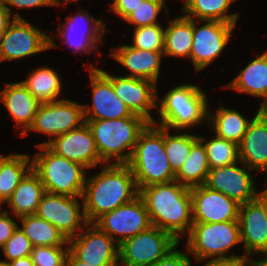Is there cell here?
Masks as SVG:
<instances>
[{
    "label": "cell",
    "instance_id": "f546056e",
    "mask_svg": "<svg viewBox=\"0 0 267 266\" xmlns=\"http://www.w3.org/2000/svg\"><path fill=\"white\" fill-rule=\"evenodd\" d=\"M235 1L237 0H183L182 12L184 16L200 22L202 20H216L236 24L239 14L227 13Z\"/></svg>",
    "mask_w": 267,
    "mask_h": 266
},
{
    "label": "cell",
    "instance_id": "1f68e13d",
    "mask_svg": "<svg viewBox=\"0 0 267 266\" xmlns=\"http://www.w3.org/2000/svg\"><path fill=\"white\" fill-rule=\"evenodd\" d=\"M209 170L206 149L203 143L198 140L192 146L189 156L175 175V180L189 188L204 185Z\"/></svg>",
    "mask_w": 267,
    "mask_h": 266
},
{
    "label": "cell",
    "instance_id": "681fc988",
    "mask_svg": "<svg viewBox=\"0 0 267 266\" xmlns=\"http://www.w3.org/2000/svg\"><path fill=\"white\" fill-rule=\"evenodd\" d=\"M263 258L254 260L253 265L254 266H267V253L262 255Z\"/></svg>",
    "mask_w": 267,
    "mask_h": 266
},
{
    "label": "cell",
    "instance_id": "5b68a950",
    "mask_svg": "<svg viewBox=\"0 0 267 266\" xmlns=\"http://www.w3.org/2000/svg\"><path fill=\"white\" fill-rule=\"evenodd\" d=\"M208 99L200 86L182 84L173 87L157 102L159 120L153 124L176 132L208 121ZM201 122V123H200Z\"/></svg>",
    "mask_w": 267,
    "mask_h": 266
},
{
    "label": "cell",
    "instance_id": "8d00e7d4",
    "mask_svg": "<svg viewBox=\"0 0 267 266\" xmlns=\"http://www.w3.org/2000/svg\"><path fill=\"white\" fill-rule=\"evenodd\" d=\"M165 1L166 0H145L133 10L124 21L135 25V28L159 24L157 16L162 10H166L165 13L169 17V9Z\"/></svg>",
    "mask_w": 267,
    "mask_h": 266
},
{
    "label": "cell",
    "instance_id": "e0dca14e",
    "mask_svg": "<svg viewBox=\"0 0 267 266\" xmlns=\"http://www.w3.org/2000/svg\"><path fill=\"white\" fill-rule=\"evenodd\" d=\"M46 145L52 152L70 161L77 162L87 169L104 165L88 124L53 138L50 142L38 143L36 146Z\"/></svg>",
    "mask_w": 267,
    "mask_h": 266
},
{
    "label": "cell",
    "instance_id": "c3c4849f",
    "mask_svg": "<svg viewBox=\"0 0 267 266\" xmlns=\"http://www.w3.org/2000/svg\"><path fill=\"white\" fill-rule=\"evenodd\" d=\"M65 266H89L86 263L78 260L70 251L67 255Z\"/></svg>",
    "mask_w": 267,
    "mask_h": 266
},
{
    "label": "cell",
    "instance_id": "ee69618b",
    "mask_svg": "<svg viewBox=\"0 0 267 266\" xmlns=\"http://www.w3.org/2000/svg\"><path fill=\"white\" fill-rule=\"evenodd\" d=\"M14 20L5 6L4 0H0V37L6 32L8 25Z\"/></svg>",
    "mask_w": 267,
    "mask_h": 266
},
{
    "label": "cell",
    "instance_id": "ab89813d",
    "mask_svg": "<svg viewBox=\"0 0 267 266\" xmlns=\"http://www.w3.org/2000/svg\"><path fill=\"white\" fill-rule=\"evenodd\" d=\"M176 248L177 246L152 266H192L188 251L182 252Z\"/></svg>",
    "mask_w": 267,
    "mask_h": 266
},
{
    "label": "cell",
    "instance_id": "8992f818",
    "mask_svg": "<svg viewBox=\"0 0 267 266\" xmlns=\"http://www.w3.org/2000/svg\"><path fill=\"white\" fill-rule=\"evenodd\" d=\"M187 251L196 262L203 260H250L246 255H227L240 240L239 220L216 223H193L187 234ZM211 258V259H210Z\"/></svg>",
    "mask_w": 267,
    "mask_h": 266
},
{
    "label": "cell",
    "instance_id": "7402d4cb",
    "mask_svg": "<svg viewBox=\"0 0 267 266\" xmlns=\"http://www.w3.org/2000/svg\"><path fill=\"white\" fill-rule=\"evenodd\" d=\"M113 49V50H112ZM110 56L116 62L128 69L127 77H137L158 83L160 77V67L163 51H148L137 49L130 45H119L117 48H111Z\"/></svg>",
    "mask_w": 267,
    "mask_h": 266
},
{
    "label": "cell",
    "instance_id": "277c9868",
    "mask_svg": "<svg viewBox=\"0 0 267 266\" xmlns=\"http://www.w3.org/2000/svg\"><path fill=\"white\" fill-rule=\"evenodd\" d=\"M85 122L92 131L100 159L106 164L109 160L111 164H127L141 132L150 123L134 113L124 118ZM126 149L130 151L124 153Z\"/></svg>",
    "mask_w": 267,
    "mask_h": 266
},
{
    "label": "cell",
    "instance_id": "f35d334b",
    "mask_svg": "<svg viewBox=\"0 0 267 266\" xmlns=\"http://www.w3.org/2000/svg\"><path fill=\"white\" fill-rule=\"evenodd\" d=\"M32 247L30 240L18 226L2 247L5 258L1 259L0 263L6 264L21 257L31 256Z\"/></svg>",
    "mask_w": 267,
    "mask_h": 266
},
{
    "label": "cell",
    "instance_id": "d4e9b609",
    "mask_svg": "<svg viewBox=\"0 0 267 266\" xmlns=\"http://www.w3.org/2000/svg\"><path fill=\"white\" fill-rule=\"evenodd\" d=\"M256 56L226 88L262 98L264 104L267 102V51Z\"/></svg>",
    "mask_w": 267,
    "mask_h": 266
},
{
    "label": "cell",
    "instance_id": "f6af8a7d",
    "mask_svg": "<svg viewBox=\"0 0 267 266\" xmlns=\"http://www.w3.org/2000/svg\"><path fill=\"white\" fill-rule=\"evenodd\" d=\"M252 266L253 262L250 260H215L207 261L203 266Z\"/></svg>",
    "mask_w": 267,
    "mask_h": 266
},
{
    "label": "cell",
    "instance_id": "4316f807",
    "mask_svg": "<svg viewBox=\"0 0 267 266\" xmlns=\"http://www.w3.org/2000/svg\"><path fill=\"white\" fill-rule=\"evenodd\" d=\"M168 24L165 27L164 57L189 58L193 43V19L181 15L168 21Z\"/></svg>",
    "mask_w": 267,
    "mask_h": 266
},
{
    "label": "cell",
    "instance_id": "3957f363",
    "mask_svg": "<svg viewBox=\"0 0 267 266\" xmlns=\"http://www.w3.org/2000/svg\"><path fill=\"white\" fill-rule=\"evenodd\" d=\"M138 190L175 180V174L164 149V128L149 123L141 132L127 163Z\"/></svg>",
    "mask_w": 267,
    "mask_h": 266
},
{
    "label": "cell",
    "instance_id": "6da1fadb",
    "mask_svg": "<svg viewBox=\"0 0 267 266\" xmlns=\"http://www.w3.org/2000/svg\"><path fill=\"white\" fill-rule=\"evenodd\" d=\"M103 170L86 177L82 195L87 223L103 214L132 202L139 196L135 178L127 164H105Z\"/></svg>",
    "mask_w": 267,
    "mask_h": 266
},
{
    "label": "cell",
    "instance_id": "2e32d148",
    "mask_svg": "<svg viewBox=\"0 0 267 266\" xmlns=\"http://www.w3.org/2000/svg\"><path fill=\"white\" fill-rule=\"evenodd\" d=\"M250 171L253 170L240 161L228 166L216 167L209 170L204 185L226 195L240 205L251 202L255 200L257 191Z\"/></svg>",
    "mask_w": 267,
    "mask_h": 266
},
{
    "label": "cell",
    "instance_id": "60d3db41",
    "mask_svg": "<svg viewBox=\"0 0 267 266\" xmlns=\"http://www.w3.org/2000/svg\"><path fill=\"white\" fill-rule=\"evenodd\" d=\"M5 6L8 9L10 15L14 19H23V17L18 13H13L10 6L16 8H34V7H41V6H56L55 0H4Z\"/></svg>",
    "mask_w": 267,
    "mask_h": 266
},
{
    "label": "cell",
    "instance_id": "603a6c76",
    "mask_svg": "<svg viewBox=\"0 0 267 266\" xmlns=\"http://www.w3.org/2000/svg\"><path fill=\"white\" fill-rule=\"evenodd\" d=\"M238 154L248 168L267 174V122L258 111L238 144Z\"/></svg>",
    "mask_w": 267,
    "mask_h": 266
},
{
    "label": "cell",
    "instance_id": "7a4b0ae2",
    "mask_svg": "<svg viewBox=\"0 0 267 266\" xmlns=\"http://www.w3.org/2000/svg\"><path fill=\"white\" fill-rule=\"evenodd\" d=\"M190 189L174 180L139 190L151 225L169 232L179 242L181 234L187 235L193 225Z\"/></svg>",
    "mask_w": 267,
    "mask_h": 266
},
{
    "label": "cell",
    "instance_id": "d6a6232c",
    "mask_svg": "<svg viewBox=\"0 0 267 266\" xmlns=\"http://www.w3.org/2000/svg\"><path fill=\"white\" fill-rule=\"evenodd\" d=\"M22 222V232L28 237L32 246H69L65 236L51 223L36 215L18 218Z\"/></svg>",
    "mask_w": 267,
    "mask_h": 266
},
{
    "label": "cell",
    "instance_id": "f5cc1de1",
    "mask_svg": "<svg viewBox=\"0 0 267 266\" xmlns=\"http://www.w3.org/2000/svg\"><path fill=\"white\" fill-rule=\"evenodd\" d=\"M5 202L1 199L0 197V206H2V204H4ZM0 209H2V207H0ZM1 212V211H0Z\"/></svg>",
    "mask_w": 267,
    "mask_h": 266
},
{
    "label": "cell",
    "instance_id": "83f0119b",
    "mask_svg": "<svg viewBox=\"0 0 267 266\" xmlns=\"http://www.w3.org/2000/svg\"><path fill=\"white\" fill-rule=\"evenodd\" d=\"M217 108L216 112L208 110V123L211 130L219 138L232 141L237 145L241 142L249 123L253 118L243 117L235 109H227L222 106Z\"/></svg>",
    "mask_w": 267,
    "mask_h": 266
},
{
    "label": "cell",
    "instance_id": "816d5d0a",
    "mask_svg": "<svg viewBox=\"0 0 267 266\" xmlns=\"http://www.w3.org/2000/svg\"><path fill=\"white\" fill-rule=\"evenodd\" d=\"M72 1L77 2L79 0H55V4H56V6H59L62 4L67 5L68 3H71Z\"/></svg>",
    "mask_w": 267,
    "mask_h": 266
},
{
    "label": "cell",
    "instance_id": "f1b7e54d",
    "mask_svg": "<svg viewBox=\"0 0 267 266\" xmlns=\"http://www.w3.org/2000/svg\"><path fill=\"white\" fill-rule=\"evenodd\" d=\"M31 169L32 160L28 154H0V197L4 202Z\"/></svg>",
    "mask_w": 267,
    "mask_h": 266
},
{
    "label": "cell",
    "instance_id": "30bf717a",
    "mask_svg": "<svg viewBox=\"0 0 267 266\" xmlns=\"http://www.w3.org/2000/svg\"><path fill=\"white\" fill-rule=\"evenodd\" d=\"M85 123L83 104L69 99L40 103L29 131L53 138L76 129ZM54 136V137H53Z\"/></svg>",
    "mask_w": 267,
    "mask_h": 266
},
{
    "label": "cell",
    "instance_id": "ac0fdd59",
    "mask_svg": "<svg viewBox=\"0 0 267 266\" xmlns=\"http://www.w3.org/2000/svg\"><path fill=\"white\" fill-rule=\"evenodd\" d=\"M92 105L83 104L85 120H107L129 117L133 113L115 94L111 81L98 67L90 64Z\"/></svg>",
    "mask_w": 267,
    "mask_h": 266
},
{
    "label": "cell",
    "instance_id": "4dcf8cb0",
    "mask_svg": "<svg viewBox=\"0 0 267 266\" xmlns=\"http://www.w3.org/2000/svg\"><path fill=\"white\" fill-rule=\"evenodd\" d=\"M21 82L40 103L61 100L58 99L62 91L61 78L48 66L35 69Z\"/></svg>",
    "mask_w": 267,
    "mask_h": 266
},
{
    "label": "cell",
    "instance_id": "cb8c5ba5",
    "mask_svg": "<svg viewBox=\"0 0 267 266\" xmlns=\"http://www.w3.org/2000/svg\"><path fill=\"white\" fill-rule=\"evenodd\" d=\"M0 100L6 106L15 126L20 128L19 136L28 135V129L33 124L40 102L27 90L22 82L6 83L0 92Z\"/></svg>",
    "mask_w": 267,
    "mask_h": 266
},
{
    "label": "cell",
    "instance_id": "7dc6e473",
    "mask_svg": "<svg viewBox=\"0 0 267 266\" xmlns=\"http://www.w3.org/2000/svg\"><path fill=\"white\" fill-rule=\"evenodd\" d=\"M255 200L261 205V207L264 210L266 219H267V187L265 188L264 191L256 193Z\"/></svg>",
    "mask_w": 267,
    "mask_h": 266
},
{
    "label": "cell",
    "instance_id": "44dd1931",
    "mask_svg": "<svg viewBox=\"0 0 267 266\" xmlns=\"http://www.w3.org/2000/svg\"><path fill=\"white\" fill-rule=\"evenodd\" d=\"M238 220L245 255L254 262L250 255L267 253V219L264 210L256 200L241 204Z\"/></svg>",
    "mask_w": 267,
    "mask_h": 266
},
{
    "label": "cell",
    "instance_id": "bcb514c9",
    "mask_svg": "<svg viewBox=\"0 0 267 266\" xmlns=\"http://www.w3.org/2000/svg\"><path fill=\"white\" fill-rule=\"evenodd\" d=\"M7 266H35L31 256L21 257L6 263Z\"/></svg>",
    "mask_w": 267,
    "mask_h": 266
},
{
    "label": "cell",
    "instance_id": "52a82bcc",
    "mask_svg": "<svg viewBox=\"0 0 267 266\" xmlns=\"http://www.w3.org/2000/svg\"><path fill=\"white\" fill-rule=\"evenodd\" d=\"M32 159V170L39 176L45 192L82 197L86 170L83 165L52 152L46 145Z\"/></svg>",
    "mask_w": 267,
    "mask_h": 266
},
{
    "label": "cell",
    "instance_id": "9c48e42d",
    "mask_svg": "<svg viewBox=\"0 0 267 266\" xmlns=\"http://www.w3.org/2000/svg\"><path fill=\"white\" fill-rule=\"evenodd\" d=\"M57 47L53 37L26 19H14L0 37V62L25 59Z\"/></svg>",
    "mask_w": 267,
    "mask_h": 266
},
{
    "label": "cell",
    "instance_id": "ba28073f",
    "mask_svg": "<svg viewBox=\"0 0 267 266\" xmlns=\"http://www.w3.org/2000/svg\"><path fill=\"white\" fill-rule=\"evenodd\" d=\"M169 232L150 226L118 247V266H152L179 245Z\"/></svg>",
    "mask_w": 267,
    "mask_h": 266
},
{
    "label": "cell",
    "instance_id": "9a60e30c",
    "mask_svg": "<svg viewBox=\"0 0 267 266\" xmlns=\"http://www.w3.org/2000/svg\"><path fill=\"white\" fill-rule=\"evenodd\" d=\"M100 71L111 81L115 94L132 113L142 116L150 123L155 121L150 111L156 110L159 101L156 83L143 78L114 76L101 69Z\"/></svg>",
    "mask_w": 267,
    "mask_h": 266
},
{
    "label": "cell",
    "instance_id": "484cf974",
    "mask_svg": "<svg viewBox=\"0 0 267 266\" xmlns=\"http://www.w3.org/2000/svg\"><path fill=\"white\" fill-rule=\"evenodd\" d=\"M44 193L45 189L39 176L31 169L5 203L9 205V211L17 219L26 215H35Z\"/></svg>",
    "mask_w": 267,
    "mask_h": 266
},
{
    "label": "cell",
    "instance_id": "b9f144b4",
    "mask_svg": "<svg viewBox=\"0 0 267 266\" xmlns=\"http://www.w3.org/2000/svg\"><path fill=\"white\" fill-rule=\"evenodd\" d=\"M10 212L6 209H2L0 212V248L7 240L12 236L13 232L19 226L12 218H10Z\"/></svg>",
    "mask_w": 267,
    "mask_h": 266
},
{
    "label": "cell",
    "instance_id": "ffe728a7",
    "mask_svg": "<svg viewBox=\"0 0 267 266\" xmlns=\"http://www.w3.org/2000/svg\"><path fill=\"white\" fill-rule=\"evenodd\" d=\"M193 223H216L238 220L239 206L235 200L205 185L190 189Z\"/></svg>",
    "mask_w": 267,
    "mask_h": 266
},
{
    "label": "cell",
    "instance_id": "d6986e66",
    "mask_svg": "<svg viewBox=\"0 0 267 266\" xmlns=\"http://www.w3.org/2000/svg\"><path fill=\"white\" fill-rule=\"evenodd\" d=\"M76 14L74 16L70 15V17L66 16V22L57 27V32L60 34L58 38H61V42L73 47L78 53L95 54V51L99 50V45L106 33V24L103 23L101 18L94 19L87 10H78ZM80 22L84 25H80L81 28L83 26V30L77 28L78 24H81Z\"/></svg>",
    "mask_w": 267,
    "mask_h": 266
},
{
    "label": "cell",
    "instance_id": "7bdbcfd3",
    "mask_svg": "<svg viewBox=\"0 0 267 266\" xmlns=\"http://www.w3.org/2000/svg\"><path fill=\"white\" fill-rule=\"evenodd\" d=\"M145 0H113L111 9L123 20Z\"/></svg>",
    "mask_w": 267,
    "mask_h": 266
},
{
    "label": "cell",
    "instance_id": "f907efd6",
    "mask_svg": "<svg viewBox=\"0 0 267 266\" xmlns=\"http://www.w3.org/2000/svg\"><path fill=\"white\" fill-rule=\"evenodd\" d=\"M258 113L265 119L267 122V102L264 104H261L258 109Z\"/></svg>",
    "mask_w": 267,
    "mask_h": 266
},
{
    "label": "cell",
    "instance_id": "836d02e7",
    "mask_svg": "<svg viewBox=\"0 0 267 266\" xmlns=\"http://www.w3.org/2000/svg\"><path fill=\"white\" fill-rule=\"evenodd\" d=\"M198 136L188 132L171 135L170 130L164 128V149L175 175L189 156L192 146L199 140Z\"/></svg>",
    "mask_w": 267,
    "mask_h": 266
},
{
    "label": "cell",
    "instance_id": "74e56055",
    "mask_svg": "<svg viewBox=\"0 0 267 266\" xmlns=\"http://www.w3.org/2000/svg\"><path fill=\"white\" fill-rule=\"evenodd\" d=\"M69 246H33L31 258L35 266H65Z\"/></svg>",
    "mask_w": 267,
    "mask_h": 266
},
{
    "label": "cell",
    "instance_id": "5bb4252c",
    "mask_svg": "<svg viewBox=\"0 0 267 266\" xmlns=\"http://www.w3.org/2000/svg\"><path fill=\"white\" fill-rule=\"evenodd\" d=\"M197 21L193 19V43L189 58L195 70L202 71L226 48L236 24L202 20L205 24L199 27Z\"/></svg>",
    "mask_w": 267,
    "mask_h": 266
},
{
    "label": "cell",
    "instance_id": "8fae6325",
    "mask_svg": "<svg viewBox=\"0 0 267 266\" xmlns=\"http://www.w3.org/2000/svg\"><path fill=\"white\" fill-rule=\"evenodd\" d=\"M79 198L82 200V197L45 192L35 215L54 225L69 240L78 234L77 230L80 232L88 224L83 201L80 205Z\"/></svg>",
    "mask_w": 267,
    "mask_h": 266
},
{
    "label": "cell",
    "instance_id": "e575fe53",
    "mask_svg": "<svg viewBox=\"0 0 267 266\" xmlns=\"http://www.w3.org/2000/svg\"><path fill=\"white\" fill-rule=\"evenodd\" d=\"M198 139L203 143L207 157L209 168L228 166L239 161L238 145L232 141L217 137L207 140L202 136Z\"/></svg>",
    "mask_w": 267,
    "mask_h": 266
},
{
    "label": "cell",
    "instance_id": "7c38bea8",
    "mask_svg": "<svg viewBox=\"0 0 267 266\" xmlns=\"http://www.w3.org/2000/svg\"><path fill=\"white\" fill-rule=\"evenodd\" d=\"M68 245L69 251L89 266H118L119 245L93 223L86 224Z\"/></svg>",
    "mask_w": 267,
    "mask_h": 266
},
{
    "label": "cell",
    "instance_id": "4fadbf2b",
    "mask_svg": "<svg viewBox=\"0 0 267 266\" xmlns=\"http://www.w3.org/2000/svg\"><path fill=\"white\" fill-rule=\"evenodd\" d=\"M93 224L116 240L118 245L152 226L146 205L140 196L103 214Z\"/></svg>",
    "mask_w": 267,
    "mask_h": 266
},
{
    "label": "cell",
    "instance_id": "d590c367",
    "mask_svg": "<svg viewBox=\"0 0 267 266\" xmlns=\"http://www.w3.org/2000/svg\"><path fill=\"white\" fill-rule=\"evenodd\" d=\"M159 24L134 28L130 46L148 51H163L165 28Z\"/></svg>",
    "mask_w": 267,
    "mask_h": 266
}]
</instances>
